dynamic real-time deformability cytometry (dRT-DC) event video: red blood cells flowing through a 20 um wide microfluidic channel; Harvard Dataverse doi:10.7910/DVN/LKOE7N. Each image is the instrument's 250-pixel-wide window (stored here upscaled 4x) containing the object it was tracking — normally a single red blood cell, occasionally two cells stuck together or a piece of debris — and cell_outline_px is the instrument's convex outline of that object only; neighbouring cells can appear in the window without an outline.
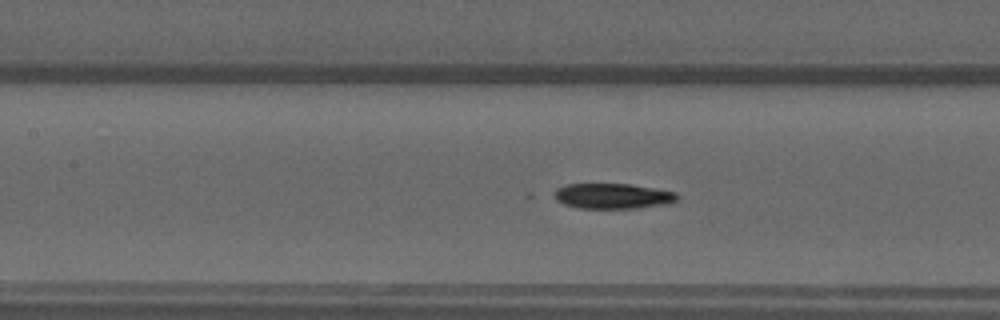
{"species": "common noctule bat (a hibernating species)", "species_latin": "Nyctalus noctula", "temperature_condition": "warm", "stored_images_in_passage": 52, "camera_frame_rate_fps": 3000, "um_per_image_px": 0.085, "animal": {"sex": "male", "forearm_length_mm": 52.5}, "frame": {"image": 1, "passage_image": 23, "time_ms": 7.333, "image_size_px": [1000, 320], "cell_outline_px": [[680, 200], [672, 204], [640, 208], [580, 208], [564, 204], [556, 200], [552, 192], [556, 188], [568, 184], [628, 184], [676, 192], [680, 196]], "centroid_in_image_um": [52.14, 16.67], "position_along_channel_um": 155.3, "area_um2": 18.44}}
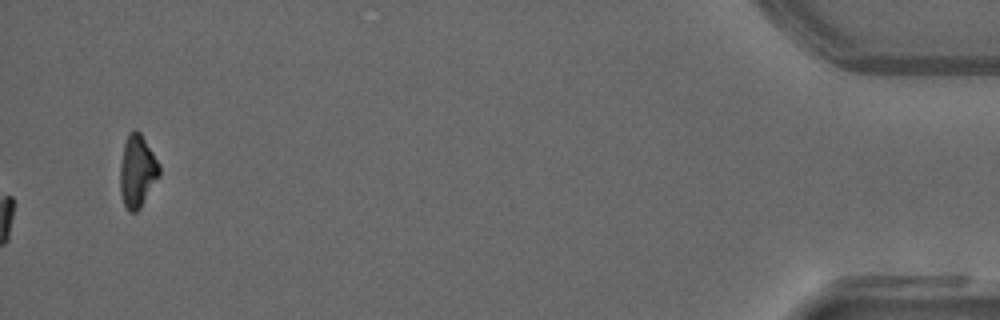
{"frame": {"image": 2, "passage_image": 52, "time_ms": 17.0, "image_size_px": [1000, 320], "cell_outline_px": [[160, 176], [140, 208], [136, 212], [128, 212], [124, 204], [120, 192], [120, 168], [124, 144], [128, 136], [136, 128], [140, 132], [160, 164]], "centroid_in_image_um": [11.68, 14.58], "position_along_channel_um": 423.5, "area_um2": 16.47}, "authors_computed_cell_mechanics": {"area_um2": 18.2648, "velocity_mm_per_s": 4.0463, "shape_relaxation_time_tau1_ms": 4.4746, "shape_relaxation_time_tau2_ms": null, "deformation_change_tau1": 0.1508, "deformation_change_tau2": null}}